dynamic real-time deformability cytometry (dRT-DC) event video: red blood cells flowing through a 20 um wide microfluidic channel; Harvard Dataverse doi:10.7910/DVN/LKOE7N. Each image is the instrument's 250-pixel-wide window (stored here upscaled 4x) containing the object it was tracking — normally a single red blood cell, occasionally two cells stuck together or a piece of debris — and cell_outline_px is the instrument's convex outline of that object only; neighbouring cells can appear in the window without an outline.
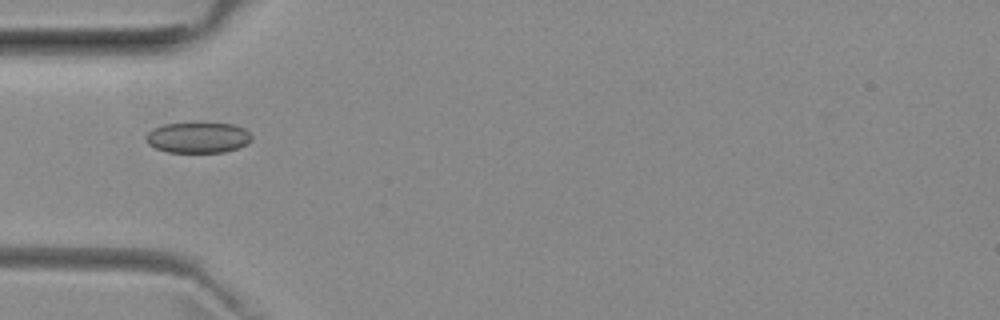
{"species": "common noctule bat (a hibernating species)", "species_latin": "Nyctalus noctula", "temperature_condition": "room temperature", "stored_images_in_passage": 40, "camera_frame_rate_fps": 3000, "um_per_image_px": 0.085, "animal": {"sex": "female", "body_mass_g": 29.2, "forearm_length_mm": 56.3}, "frame": {"image": 1, "passage_image": 5, "time_ms": 1.333, "image_size_px": [1000, 320], "cell_outline_px": [[252, 140], [248, 144], [224, 152], [168, 152], [156, 148], [148, 144], [144, 140], [144, 136], [152, 128], [164, 124], [204, 120], [232, 124], [244, 128], [252, 136]], "centroid_in_image_um": [16.81, 11.64], "position_along_channel_um": 68.2, "area_um2": 19.77}}
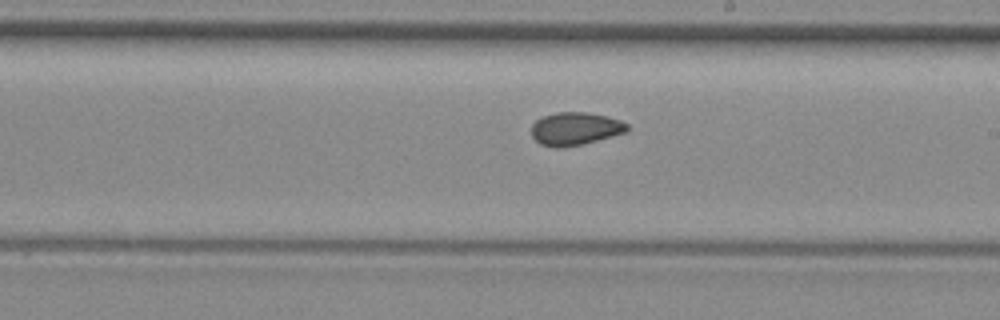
{"frame": {"image": 2, "passage_image": 18, "time_ms": 5.667, "image_size_px": [1000, 320], "cell_outline_px": [[628, 132], [584, 144], [560, 148], [556, 148], [540, 144], [532, 136], [532, 124], [536, 120], [544, 116], [556, 112], [588, 112], [608, 116], [620, 120], [628, 124]], "centroid_in_image_um": [48.92, 10.94], "position_along_channel_um": 240.1, "area_um2": 18.55}}
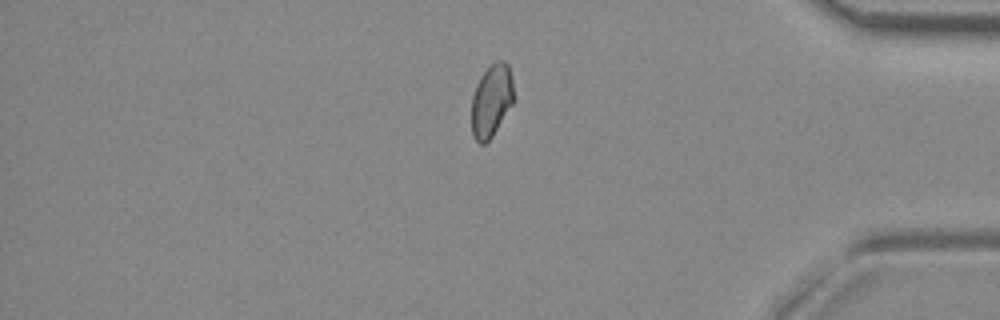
{"frame": {"image": 3, "passage_image": 32, "time_ms": 10.333, "image_size_px": [1000, 320], "cell_outline_px": [[512, 104], [492, 136], [484, 144], [480, 144], [472, 136], [472, 96], [476, 84], [480, 76], [496, 60], [504, 60], [508, 64], [512, 76]], "centroid_in_image_um": [41.75, 8.54], "position_along_channel_um": 393.4, "area_um2": 17.63}, "authors_computed_cell_mechanics": {"area_um2": 18.2937, "velocity_mm_per_s": 3.961, "shape_relaxation_time_tau1_ms": null, "shape_relaxation_time_tau2_ms": 2.5127, "deformation_change_tau1": null, "deformation_change_tau2": 0.0556}}